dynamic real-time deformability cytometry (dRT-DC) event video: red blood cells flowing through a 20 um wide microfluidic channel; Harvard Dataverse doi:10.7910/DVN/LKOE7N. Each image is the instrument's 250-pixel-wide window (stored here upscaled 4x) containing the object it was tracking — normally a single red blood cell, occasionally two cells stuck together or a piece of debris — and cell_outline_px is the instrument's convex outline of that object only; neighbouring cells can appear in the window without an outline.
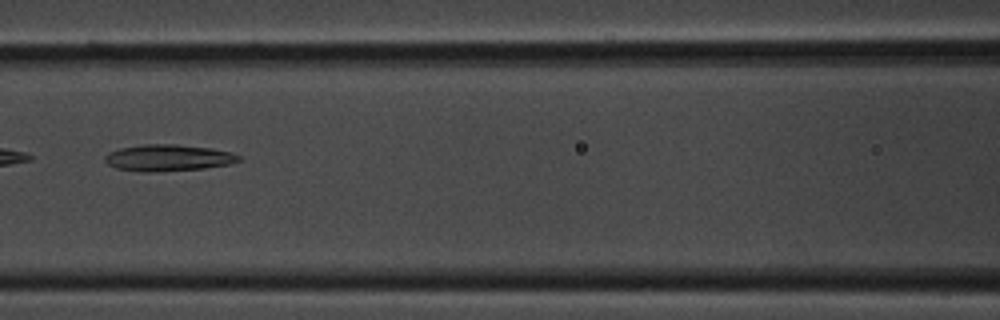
{"species": "common noctule bat (a hibernating species)", "species_latin": "Nyctalus noctula", "temperature_condition": "room temperature", "stored_images_in_passage": 35, "camera_frame_rate_fps": 3000, "um_per_image_px": 0.085, "animal": {"sex": "male", "body_mass_g": 20.1, "forearm_length_mm": 53.5}, "frame": {"image": 1, "passage_image": 7, "time_ms": 2.0, "image_size_px": [1000, 320], "cell_outline_px": [[240, 160], [232, 164], [204, 168], [152, 172], [140, 172], [116, 168], [108, 164], [104, 160], [104, 156], [108, 152], [120, 148], [144, 144], [176, 144], [212, 148], [232, 152], [240, 156]], "centroid_in_image_um": [14.29, 13.41], "position_along_channel_um": 152.3, "area_um2": 20.87}}
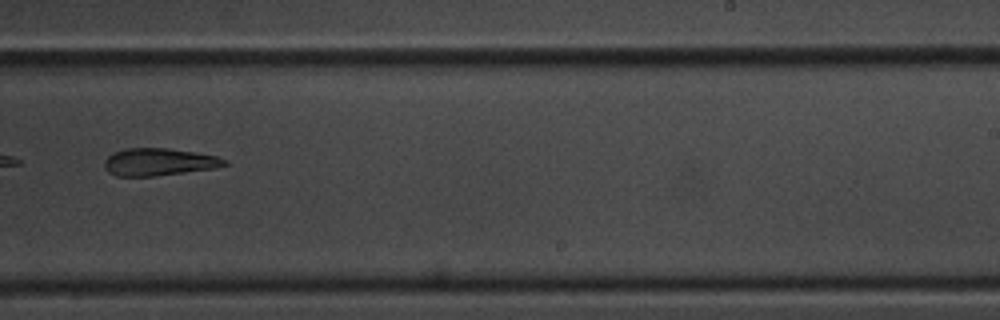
{"frame": {"image": 2, "passage_image": 17, "time_ms": 5.333, "image_size_px": [1000, 320], "cell_outline_px": [[228, 164], [216, 168], [156, 176], [116, 176], [108, 172], [104, 168], [104, 160], [112, 152], [128, 148], [168, 148], [196, 152], [216, 156], [228, 160]], "centroid_in_image_um": [13.5, 13.77], "position_along_channel_um": 275.5, "area_um2": 19.36}}
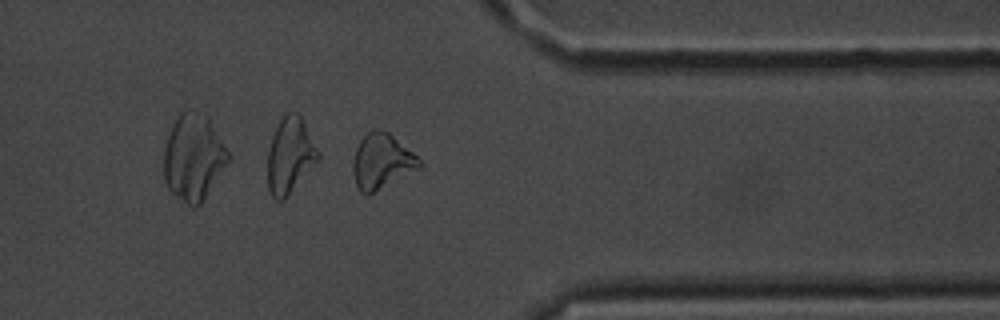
{"frame": {"image": 3, "passage_image": 26, "time_ms": 8.333, "image_size_px": [1000, 320], "cell_outline_px": [[424, 164], [420, 168], [368, 196], [360, 192], [356, 184], [352, 168], [352, 164], [356, 148], [360, 140], [372, 128], [376, 128], [388, 132], [412, 152]], "centroid_in_image_um": [32.43, 13.73], "position_along_channel_um": 379.0, "area_um2": 21.33}}